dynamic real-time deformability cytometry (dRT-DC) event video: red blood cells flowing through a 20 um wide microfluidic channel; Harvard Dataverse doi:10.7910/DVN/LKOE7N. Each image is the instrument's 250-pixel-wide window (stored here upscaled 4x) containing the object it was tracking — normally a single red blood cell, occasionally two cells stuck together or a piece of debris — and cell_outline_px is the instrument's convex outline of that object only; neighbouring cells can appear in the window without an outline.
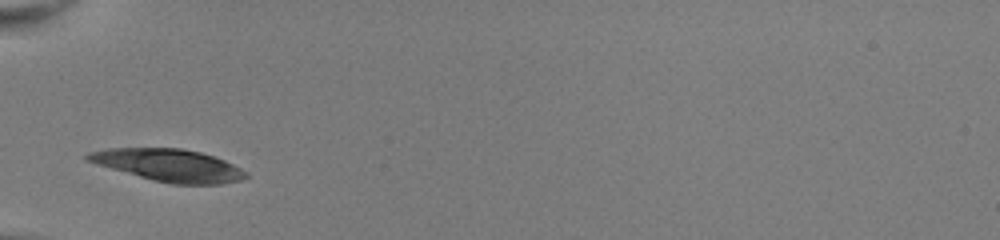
{"species": "common noctule bat (a hibernating species)", "species_latin": "Nyctalus noctula", "temperature_condition": "room temperature", "stored_images_in_passage": 33, "camera_frame_rate_fps": 3000, "um_per_image_px": 0.085, "animal": {"sex": "female", "body_mass_g": 22.0, "forearm_length_mm": 56.7}, "frame": {"image": 1, "passage_image": 1, "time_ms": 0.0, "image_size_px": [1000, 240], "cell_outline_px": [[248, 176], [240, 180], [220, 184], [172, 184], [140, 176], [96, 164], [84, 160], [84, 156], [88, 152], [108, 148], [180, 148], [200, 152], [224, 160], [248, 172]], "centroid_in_image_um": [14.33, 14.03], "position_along_channel_um": 70.7, "area_um2": 29.48}}
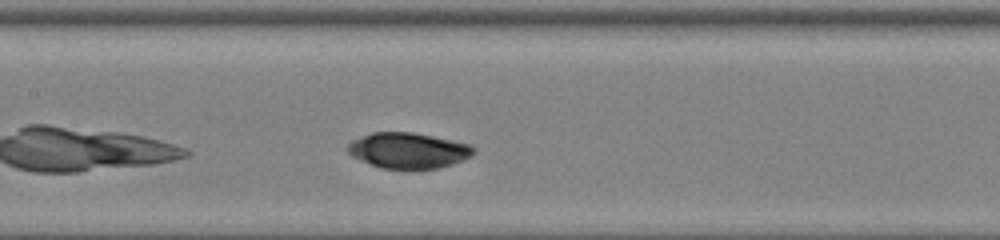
{"frame": {"image": 2, "passage_image": 9, "time_ms": 2.667, "image_size_px": [1000, 240], "cell_outline_px": [[476, 152], [472, 156], [452, 164], [436, 168], [384, 168], [360, 160], [352, 156], [348, 152], [348, 144], [352, 140], [372, 132], [412, 132], [452, 140], [468, 144], [476, 148]], "centroid_in_image_um": [34.72, 12.77], "position_along_channel_um": 172.7, "area_um2": 25.84}}
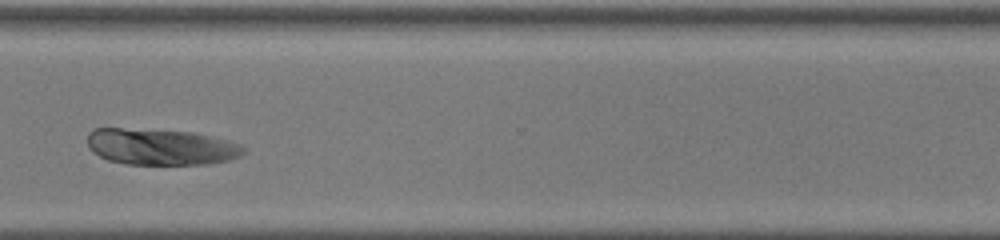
{"frame": {"image": 3, "passage_image": 23, "time_ms": 7.333, "image_size_px": [1000, 240], "cell_outline_px": [[248, 148], [240, 156], [228, 160], [208, 164], [124, 164], [108, 160], [92, 152], [88, 148], [88, 132], [92, 128], [120, 128], [192, 132], [212, 136], [228, 140], [240, 144]], "centroid_in_image_um": [13.66, 12.48], "position_along_channel_um": 356.9, "area_um2": 33.18}, "authors_computed_cell_mechanics": {"area_um2": 29.7092, "velocity_mm_per_s": 3.9389, "shape_relaxation_time_tau1_ms": 2.0775, "shape_relaxation_time_tau2_ms": 1.4228, "deformation_change_tau1": 0.1488, "deformation_change_tau2": 0.0676}}